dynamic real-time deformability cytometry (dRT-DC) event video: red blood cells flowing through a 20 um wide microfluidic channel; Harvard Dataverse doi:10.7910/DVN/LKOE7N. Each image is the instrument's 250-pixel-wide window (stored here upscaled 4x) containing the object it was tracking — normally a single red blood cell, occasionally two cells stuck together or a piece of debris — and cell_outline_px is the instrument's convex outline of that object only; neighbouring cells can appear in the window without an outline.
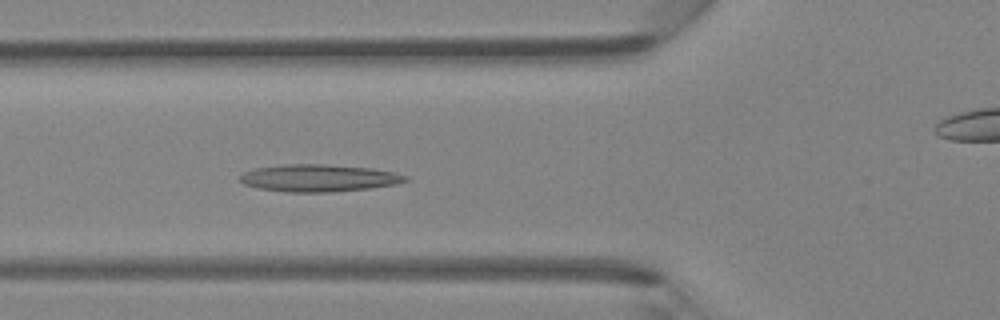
{"species": "Egyptian fruit bat (a non-hibernating species)", "species_latin": "Rousettus aegyptiacus", "temperature_condition": "room temperature", "stored_images_in_passage": 29, "camera_frame_rate_fps": 3000, "um_per_image_px": 0.085, "animal": {"sex": "female"}, "frame": {"image": 1, "passage_image": 7, "time_ms": 2.0, "image_size_px": [1000, 320], "cell_outline_px": [[408, 180], [396, 184], [372, 188], [332, 192], [288, 192], [256, 188], [244, 184], [240, 180], [240, 176], [244, 172], [256, 168], [280, 164], [324, 164], [372, 168], [392, 172], [408, 176]], "centroid_in_image_um": [27.08, 15.13], "position_along_channel_um": 98.7, "area_um2": 26.36}}
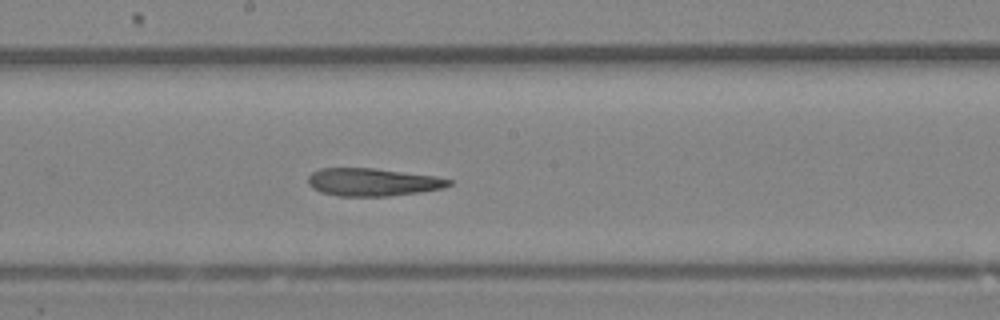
{"frame": {"image": 2, "passage_image": 15, "time_ms": 4.667, "image_size_px": [1000, 320], "cell_outline_px": [[452, 184], [444, 188], [420, 192], [388, 196], [336, 196], [320, 192], [312, 188], [308, 184], [308, 176], [312, 172], [320, 168], [372, 168], [436, 176], [452, 180]], "centroid_in_image_um": [31.66, 15.48], "position_along_channel_um": 216.5, "area_um2": 22.89}}
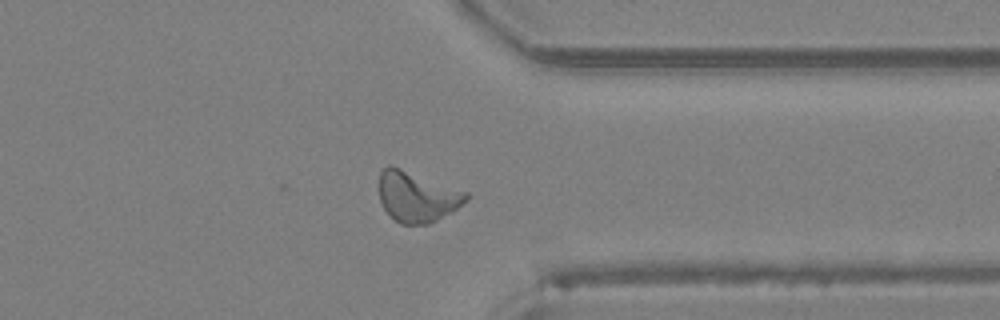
{"frame": {"image": 3, "passage_image": 26, "time_ms": 8.333, "image_size_px": [1000, 320], "cell_outline_px": [[468, 200], [452, 212], [428, 224], [400, 224], [384, 208], [380, 200], [380, 172], [388, 164], [392, 164], [468, 192]], "centroid_in_image_um": [35.46, 16.69], "position_along_channel_um": 375.9, "area_um2": 25.61}}